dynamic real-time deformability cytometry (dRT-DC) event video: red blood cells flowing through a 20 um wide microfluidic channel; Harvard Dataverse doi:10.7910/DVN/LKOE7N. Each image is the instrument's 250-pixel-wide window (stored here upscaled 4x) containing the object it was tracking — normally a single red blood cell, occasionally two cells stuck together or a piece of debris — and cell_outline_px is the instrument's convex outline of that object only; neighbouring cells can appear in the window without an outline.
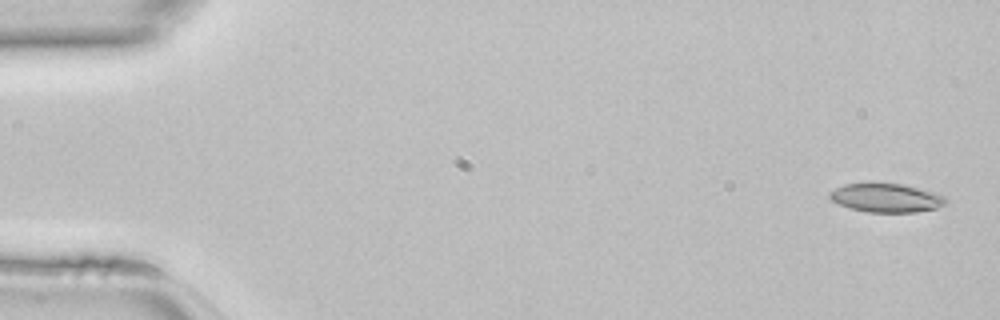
{"species": "common noctule bat (a hibernating species)", "species_latin": "Nyctalus noctula", "temperature_condition": "room temperature", "stored_images_in_passage": 40, "camera_frame_rate_fps": 3000, "um_per_image_px": 0.085, "animal": {"sex": "female", "body_mass_g": 22.7, "forearm_length_mm": 54.2}, "frame": {"image": 1, "passage_image": 1, "time_ms": 0.0, "image_size_px": [1000, 320], "cell_outline_px": [[948, 200], [944, 204], [936, 208], [916, 212], [868, 212], [852, 208], [840, 204], [832, 200], [828, 196], [828, 192], [844, 184], [904, 184], [932, 192], [944, 196]], "centroid_in_image_um": [75.33, 16.82], "position_along_channel_um": 9.7, "area_um2": 19.07}}
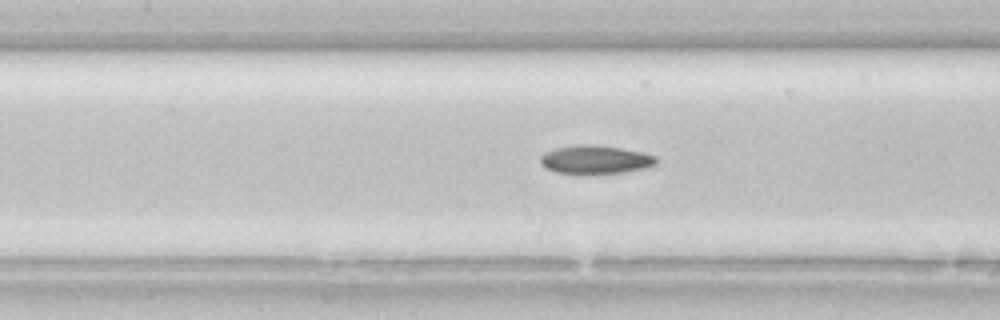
{"frame": {"image": 2, "passage_image": 20, "time_ms": 6.333, "image_size_px": [1000, 320], "cell_outline_px": [[656, 164], [648, 168], [624, 172], [556, 172], [544, 168], [540, 164], [540, 156], [544, 152], [556, 148], [580, 144], [592, 144], [620, 148], [644, 152], [656, 156]], "centroid_in_image_um": [50.61, 13.54], "position_along_channel_um": 156.8, "area_um2": 18.96}}
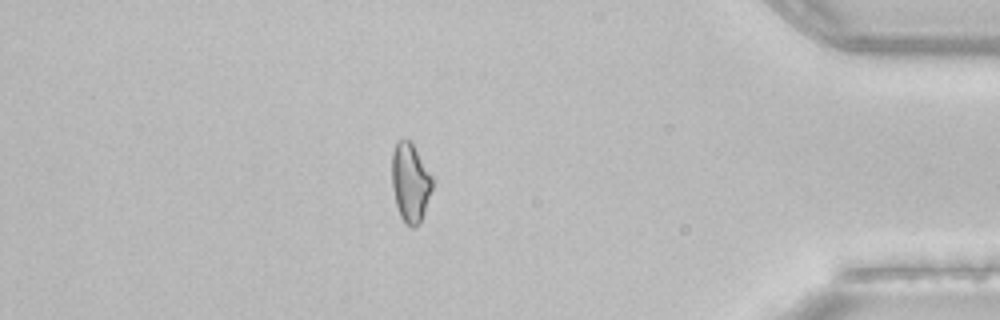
{"frame": {"image": 3, "passage_image": 39, "time_ms": 12.667, "image_size_px": [1000, 320], "cell_outline_px": [[432, 188], [420, 224], [416, 228], [412, 228], [400, 216], [396, 204], [392, 188], [392, 152], [396, 140], [408, 140], [412, 144], [432, 176]], "centroid_in_image_um": [34.86, 15.53], "position_along_channel_um": 400.3, "area_um2": 18.38}}